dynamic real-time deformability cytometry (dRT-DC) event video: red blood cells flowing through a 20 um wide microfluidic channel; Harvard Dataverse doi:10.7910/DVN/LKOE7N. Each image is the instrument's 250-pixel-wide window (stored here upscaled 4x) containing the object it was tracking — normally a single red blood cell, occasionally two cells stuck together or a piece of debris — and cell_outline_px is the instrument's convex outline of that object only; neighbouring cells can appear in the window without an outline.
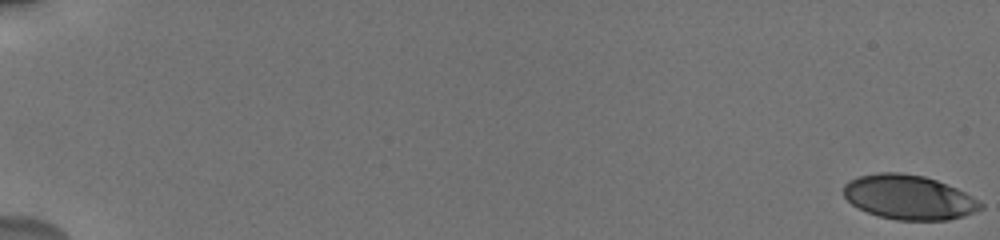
{"species": "human", "species_latin": "Homo sapiens", "temperature_condition": "cold", "stored_images_in_passage": 101, "camera_frame_rate_fps": 3000, "um_per_image_px": 0.085, "donor": {"sex": "male"}, "frame": {"image": 1, "passage_image": 1, "time_ms": 0.0, "image_size_px": [1000, 240], "cell_outline_px": [[984, 208], [964, 216], [948, 220], [896, 220], [880, 216], [868, 212], [852, 204], [844, 196], [844, 184], [848, 180], [860, 176], [876, 172], [900, 172], [924, 176], [936, 180], [956, 188], [964, 192], [984, 204]], "centroid_in_image_um": [77.25, 16.76], "position_along_channel_um": 7.7, "area_um2": 35.43}}
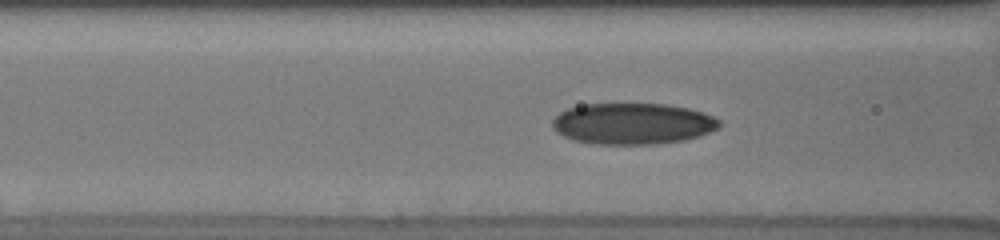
{"frame": {"image": 2, "passage_image": 44, "time_ms": 8.333, "image_size_px": [1000, 240], "cell_outline_px": [[720, 128], [700, 136], [684, 140], [652, 144], [596, 144], [576, 140], [564, 136], [556, 132], [552, 128], [552, 120], [560, 112], [568, 108], [584, 104], [664, 104], [688, 108], [712, 116], [720, 120]], "centroid_in_image_um": [53.77, 10.51], "position_along_channel_um": 112.8, "area_um2": 40.06}}
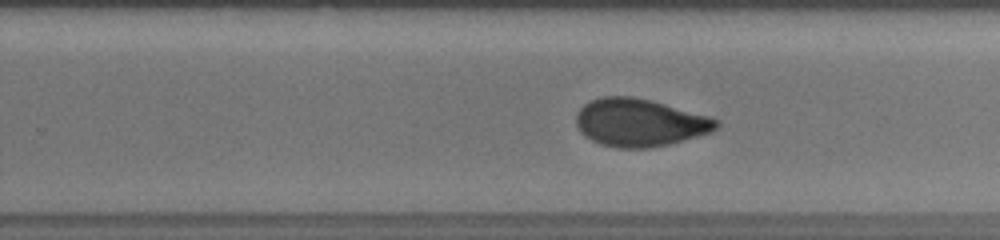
{"frame": {"image": 3, "passage_image": 58, "time_ms": 12.667, "image_size_px": [1000, 240], "cell_outline_px": [[720, 124], [712, 132], [668, 144], [648, 148], [616, 148], [600, 144], [584, 136], [580, 132], [576, 124], [576, 116], [580, 108], [584, 104], [592, 100], [604, 96], [632, 96], [652, 100], [708, 116], [720, 120]], "centroid_in_image_um": [54.36, 10.42], "position_along_channel_um": 275.4, "area_um2": 39.02}, "authors_computed_cell_mechanics": {"area_um2": 37.281, "velocity_mm_per_s": 3.7597, "shape_relaxation_time_tau1_ms": 4.9253, "shape_relaxation_time_tau2_ms": 1.3581, "deformation_change_tau1": 0.1544, "deformation_change_tau2": 0.0645}}